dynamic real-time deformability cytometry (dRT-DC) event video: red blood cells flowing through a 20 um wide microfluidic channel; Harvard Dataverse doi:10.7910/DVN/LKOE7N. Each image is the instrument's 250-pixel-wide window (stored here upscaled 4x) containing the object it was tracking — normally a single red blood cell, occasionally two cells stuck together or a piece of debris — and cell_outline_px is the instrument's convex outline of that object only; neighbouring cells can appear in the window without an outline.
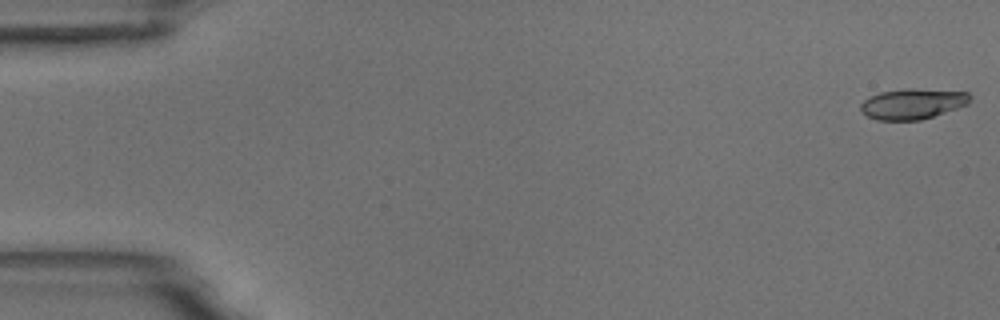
{"species": "common noctule bat (a hibernating species)", "species_latin": "Nyctalus noctula", "temperature_condition": "room temperature", "stored_images_in_passage": 54, "camera_frame_rate_fps": 3000, "um_per_image_px": 0.085, "animal": {"sex": "male", "body_mass_g": 18.8}, "frame": {"image": 1, "passage_image": 1, "time_ms": 0.0, "image_size_px": [1000, 320], "cell_outline_px": [[972, 96], [968, 104], [920, 120], [876, 120], [868, 116], [860, 108], [860, 104], [864, 100], [880, 92], [904, 88], [912, 88], [968, 92]], "centroid_in_image_um": [77.58, 8.81], "position_along_channel_um": 7.4, "area_um2": 19.31}}
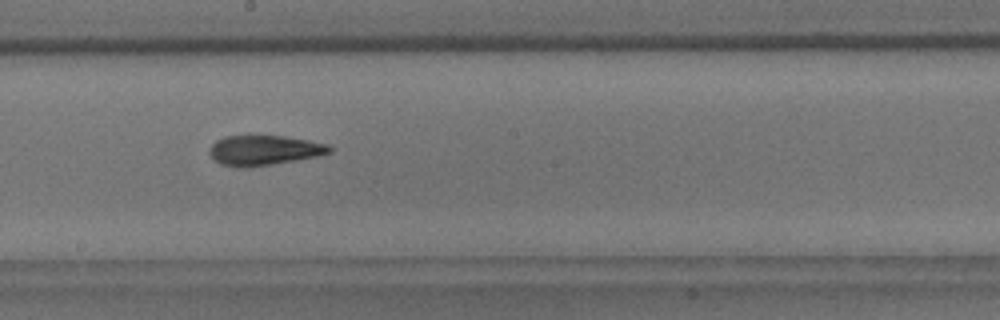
{"frame": {"image": 2, "passage_image": 30, "time_ms": 9.667, "image_size_px": [1000, 320], "cell_outline_px": [[332, 152], [320, 156], [248, 168], [236, 168], [220, 164], [208, 152], [212, 144], [216, 140], [224, 136], [284, 136], [308, 140], [328, 144], [332, 148]], "centroid_in_image_um": [22.45, 12.78], "position_along_channel_um": 225.7, "area_um2": 21.1}}
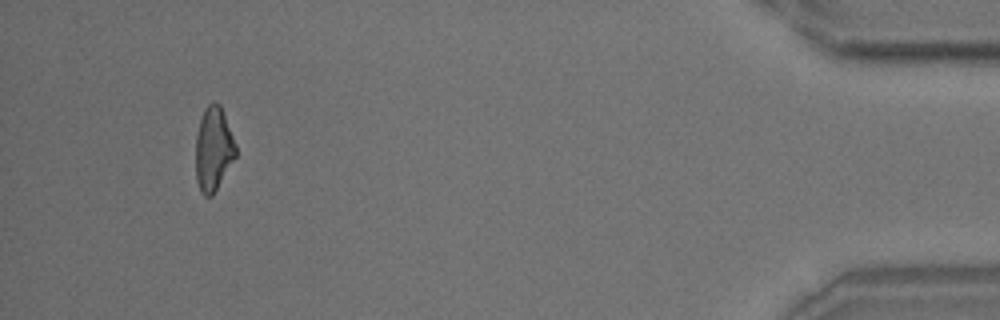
{"frame": {"image": 3, "passage_image": 51, "time_ms": 16.667, "image_size_px": [1000, 320], "cell_outline_px": [[236, 156], [212, 196], [204, 196], [200, 192], [196, 180], [196, 136], [200, 120], [204, 108], [212, 100], [216, 100], [220, 104], [236, 144]], "centroid_in_image_um": [18.13, 12.64], "position_along_channel_um": 417.1, "area_um2": 19.65}, "authors_computed_cell_mechanics": {"area_um2": 20.4034, "velocity_mm_per_s": 3.7328, "shape_relaxation_time_tau1_ms": 4.3636, "shape_relaxation_time_tau2_ms": 3.6627, "deformation_change_tau1": 0.1687, "deformation_change_tau2": 0.1444}}